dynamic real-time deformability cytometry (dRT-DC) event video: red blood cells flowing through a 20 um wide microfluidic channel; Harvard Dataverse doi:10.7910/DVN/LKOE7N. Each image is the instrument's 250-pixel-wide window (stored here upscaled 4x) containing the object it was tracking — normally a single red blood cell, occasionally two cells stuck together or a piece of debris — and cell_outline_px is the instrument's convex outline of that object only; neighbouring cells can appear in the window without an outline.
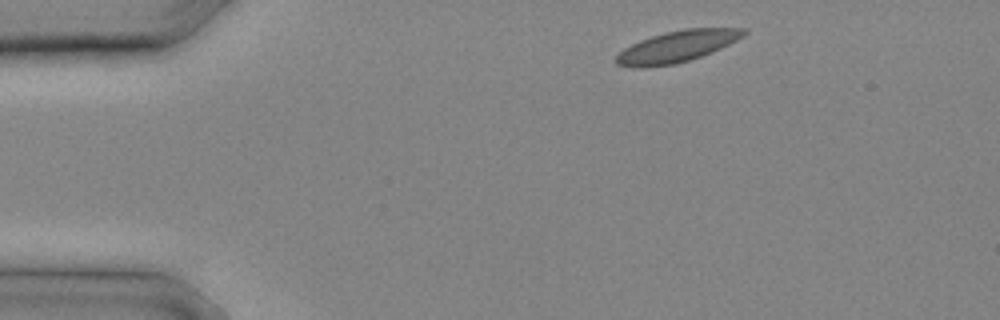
{"species": "common noctule bat (a hibernating species)", "species_latin": "Nyctalus noctula", "temperature_condition": "cold", "stored_images_in_passage": 11, "camera_frame_rate_fps": 3000, "um_per_image_px": 0.085, "animal": {"sex": "male", "body_mass_g": 20.4}, "frame": {"image": 1, "passage_image": 1, "time_ms": 0.0, "image_size_px": [1000, 320], "cell_outline_px": [[748, 32], [744, 36], [712, 52], [676, 64], [640, 68], [632, 68], [616, 64], [616, 56], [624, 48], [640, 40], [664, 32], [684, 28], [744, 28]], "centroid_in_image_um": [57.53, 3.95], "position_along_channel_um": 27.5, "area_um2": 23.29}}
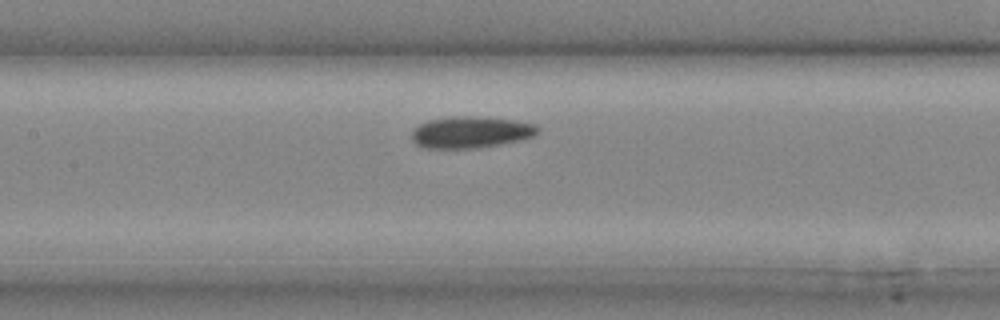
{"frame": {"image": 2, "passage_image": 9, "time_ms": 2.667, "image_size_px": [1000, 320], "cell_outline_px": [[536, 132], [532, 136], [520, 140], [476, 148], [424, 148], [416, 144], [412, 140], [412, 132], [420, 124], [428, 120], [452, 116], [468, 116], [512, 120], [536, 124]], "centroid_in_image_um": [39.95, 11.24], "position_along_channel_um": 167.4, "area_um2": 22.77}}
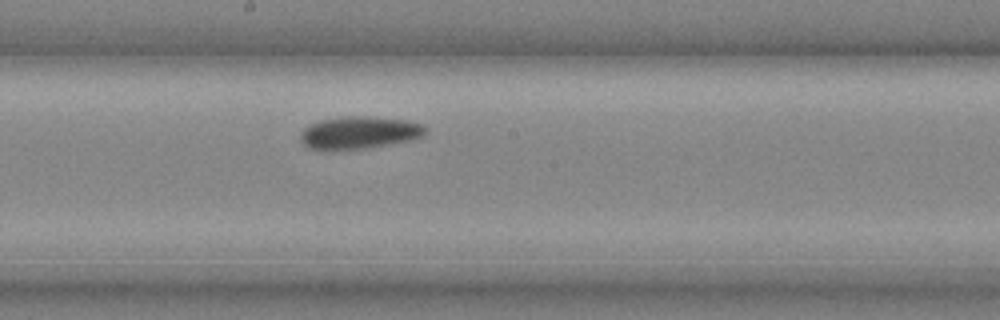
{"frame": {"image": 3, "passage_image": 11, "time_ms": 3.333, "image_size_px": [1000, 320], "cell_outline_px": [[428, 132], [424, 136], [412, 140], [368, 148], [308, 148], [300, 140], [300, 132], [308, 124], [320, 120], [340, 116], [368, 116], [408, 120], [420, 124], [428, 128]], "centroid_in_image_um": [30.58, 11.24], "position_along_channel_um": 217.6, "area_um2": 23.64}}